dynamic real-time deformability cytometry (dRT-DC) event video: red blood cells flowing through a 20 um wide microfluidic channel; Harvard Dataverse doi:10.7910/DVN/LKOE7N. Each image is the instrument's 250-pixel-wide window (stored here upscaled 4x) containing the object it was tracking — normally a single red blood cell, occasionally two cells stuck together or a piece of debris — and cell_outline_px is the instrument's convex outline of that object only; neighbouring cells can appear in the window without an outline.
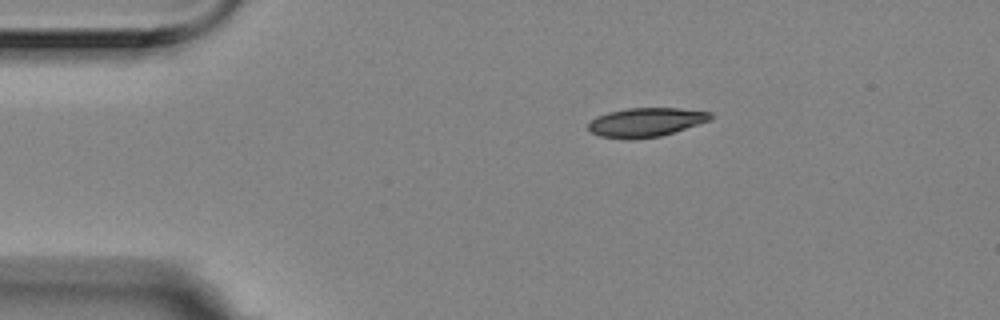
{"species": "Egyptian fruit bat (a non-hibernating species)", "species_latin": "Rousettus aegyptiacus", "temperature_condition": "room temperature", "stored_images_in_passage": 3, "camera_frame_rate_fps": 3000, "um_per_image_px": 0.085, "animal": {"sex": "female"}, "frame": {"image": 1, "passage_image": 1, "time_ms": 0.0, "image_size_px": [1000, 320], "cell_outline_px": [[716, 116], [712, 120], [660, 136], [632, 140], [624, 140], [600, 136], [592, 132], [588, 128], [588, 124], [596, 116], [608, 112], [628, 108], [680, 108], [712, 112]], "centroid_in_image_um": [54.93, 10.39], "position_along_channel_um": 30.1, "area_um2": 20.92}}
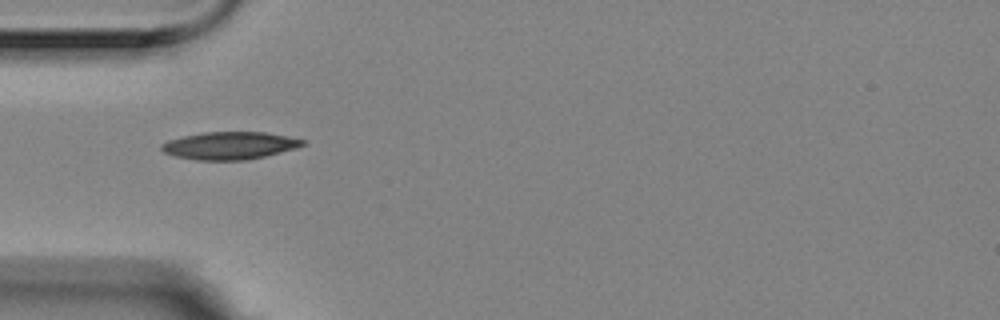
{"frame": {"image": 2, "passage_image": 3, "time_ms": 0.667, "image_size_px": [1000, 320], "cell_outline_px": [[308, 144], [296, 148], [264, 156], [244, 160], [196, 160], [176, 156], [164, 152], [160, 148], [160, 144], [168, 140], [184, 136], [204, 132], [264, 132], [288, 136], [308, 140]], "centroid_in_image_um": [19.56, 12.37], "position_along_channel_um": 65.4, "area_um2": 22.72}}